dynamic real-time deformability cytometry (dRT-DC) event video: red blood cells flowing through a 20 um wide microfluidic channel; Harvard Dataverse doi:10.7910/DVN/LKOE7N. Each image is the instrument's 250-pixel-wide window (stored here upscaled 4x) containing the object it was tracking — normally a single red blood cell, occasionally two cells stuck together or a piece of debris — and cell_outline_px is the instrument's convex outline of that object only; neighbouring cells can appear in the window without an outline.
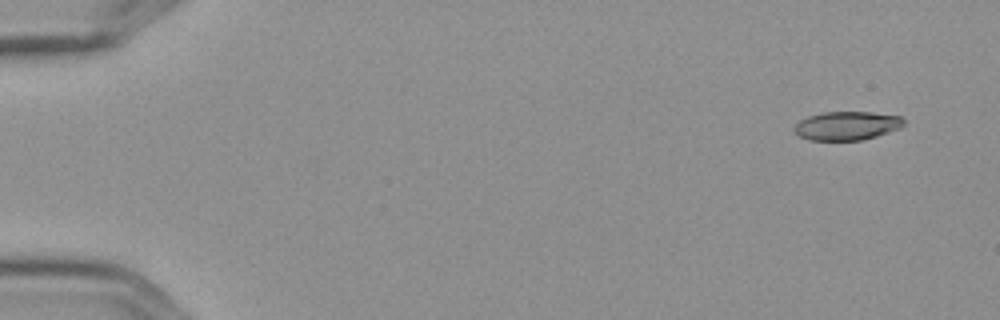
{"species": "Egyptian fruit bat (a non-hibernating species)", "species_latin": "Rousettus aegyptiacus", "temperature_condition": "cold", "stored_images_in_passage": 5, "camera_frame_rate_fps": 3000, "um_per_image_px": 0.085, "frame": {"image": 1, "passage_image": 1, "time_ms": 0.0, "image_size_px": [1000, 320], "cell_outline_px": [[904, 124], [900, 128], [876, 136], [860, 140], [808, 140], [800, 136], [792, 128], [800, 120], [808, 116], [824, 112], [872, 112], [900, 116], [904, 120]], "centroid_in_image_um": [71.97, 10.68], "position_along_channel_um": 13.0, "area_um2": 18.21}}
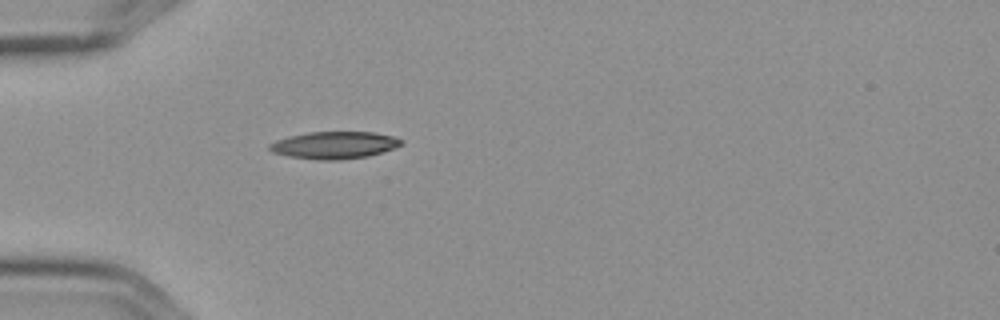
{"frame": {"image": 2, "passage_image": 5, "time_ms": 1.333, "image_size_px": [1000, 320], "cell_outline_px": [[404, 144], [368, 156], [340, 160], [316, 160], [288, 156], [272, 152], [268, 148], [268, 144], [276, 140], [288, 136], [308, 132], [372, 132], [392, 136], [404, 140]], "centroid_in_image_um": [28.38, 12.34], "position_along_channel_um": 56.6, "area_um2": 20.92}}